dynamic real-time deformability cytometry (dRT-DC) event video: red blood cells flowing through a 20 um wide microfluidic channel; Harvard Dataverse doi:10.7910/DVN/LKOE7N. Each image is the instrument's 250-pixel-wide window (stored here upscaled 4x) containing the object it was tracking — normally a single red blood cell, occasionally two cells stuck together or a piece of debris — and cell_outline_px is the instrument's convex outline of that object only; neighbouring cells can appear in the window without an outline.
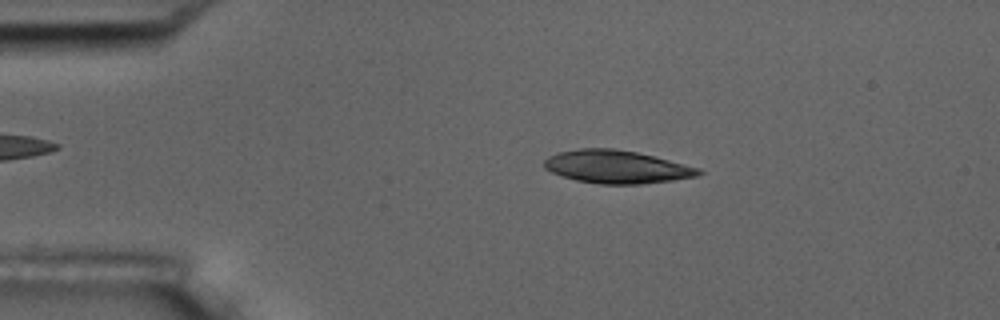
{"species": "common noctule bat (a hibernating species)", "species_latin": "Nyctalus noctula", "temperature_condition": "room temperature", "stored_images_in_passage": 5, "camera_frame_rate_fps": 3000, "um_per_image_px": 0.085, "animal": {"sex": "male", "body_mass_g": 17.5, "forearm_length_mm": 52.3}, "frame": {"image": 1, "passage_image": 3, "time_ms": 2.333, "image_size_px": [1000, 320], "cell_outline_px": [[704, 172], [700, 176], [672, 180], [640, 184], [600, 184], [576, 180], [552, 172], [544, 168], [544, 160], [548, 156], [560, 152], [580, 148], [612, 148], [636, 152], [700, 168]], "centroid_in_image_um": [52.42, 14.18], "position_along_channel_um": 32.6, "area_um2": 29.48}}